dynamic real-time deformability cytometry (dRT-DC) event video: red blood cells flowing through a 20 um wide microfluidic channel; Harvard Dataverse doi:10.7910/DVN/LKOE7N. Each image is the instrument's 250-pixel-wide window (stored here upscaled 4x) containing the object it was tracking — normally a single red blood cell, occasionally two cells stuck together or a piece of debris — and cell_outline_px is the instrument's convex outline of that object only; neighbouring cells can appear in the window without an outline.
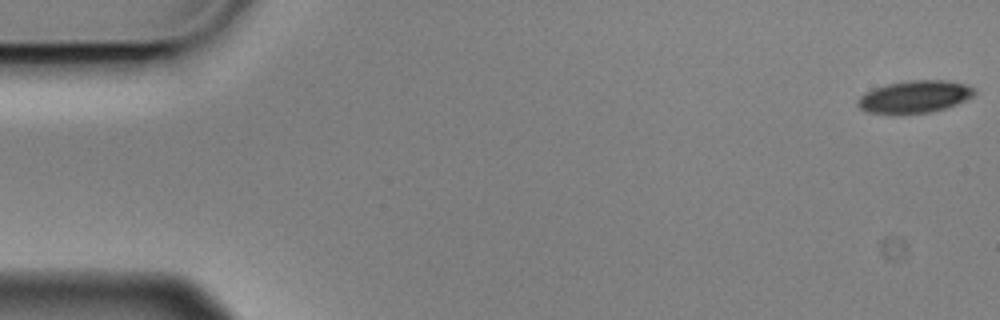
{"species": "Egyptian fruit bat (a non-hibernating species)", "species_latin": "Rousettus aegyptiacus", "temperature_condition": "cold", "stored_images_in_passage": 6, "camera_frame_rate_fps": 3000, "um_per_image_px": 0.085, "animal": {"sex": "male"}, "frame": {"image": 1, "passage_image": 1, "time_ms": 0.0, "image_size_px": [1000, 320], "cell_outline_px": [[976, 92], [972, 96], [956, 104], [944, 108], [928, 112], [892, 116], [864, 112], [856, 104], [856, 100], [864, 92], [872, 88], [888, 84], [908, 80], [944, 80], [968, 84], [976, 88]], "centroid_in_image_um": [77.67, 8.24], "position_along_channel_um": 7.3, "area_um2": 22.6}}
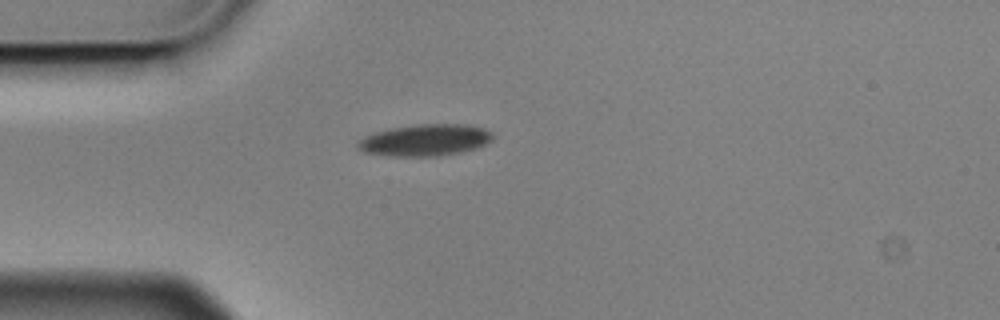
{"frame": {"image": 2, "passage_image": 5, "time_ms": 1.333, "image_size_px": [1000, 320], "cell_outline_px": [[496, 136], [492, 140], [476, 148], [460, 152], [436, 156], [392, 156], [364, 152], [356, 148], [356, 144], [364, 136], [388, 128], [416, 124], [468, 124], [484, 128], [492, 132]], "centroid_in_image_um": [36.14, 11.9], "position_along_channel_um": 48.9, "area_um2": 25.09}}